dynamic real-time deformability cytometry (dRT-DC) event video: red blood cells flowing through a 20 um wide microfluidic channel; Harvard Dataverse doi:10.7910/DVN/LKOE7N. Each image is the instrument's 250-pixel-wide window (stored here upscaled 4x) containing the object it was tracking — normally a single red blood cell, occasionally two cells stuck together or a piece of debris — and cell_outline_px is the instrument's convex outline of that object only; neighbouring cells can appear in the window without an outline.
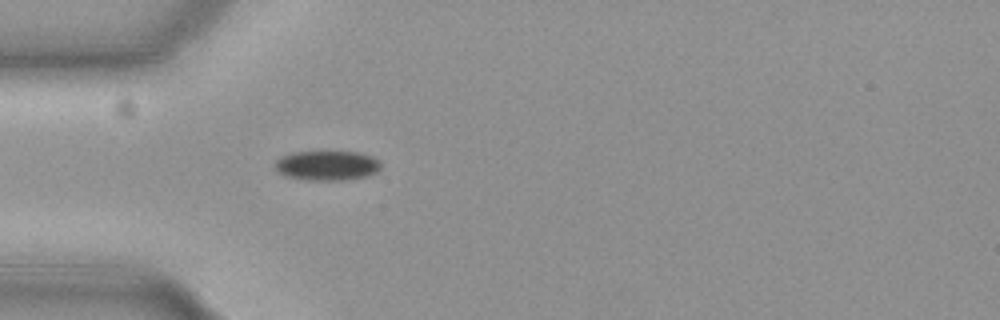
{"species": "common noctule bat (a hibernating species)", "species_latin": "Nyctalus noctula", "temperature_condition": "cold", "stored_images_in_passage": 13, "camera_frame_rate_fps": 3000, "um_per_image_px": 0.085, "animal": {"sex": "female", "body_mass_g": 19.3, "forearm_length_mm": 54.1}, "frame": {"image": 1, "passage_image": 6, "time_ms": 1.667, "image_size_px": [1000, 320], "cell_outline_px": [[380, 168], [376, 172], [368, 176], [344, 180], [308, 180], [284, 176], [276, 172], [276, 160], [280, 156], [292, 152], [356, 152], [372, 156], [380, 160]], "centroid_in_image_um": [27.78, 14.07], "position_along_channel_um": 57.2, "area_um2": 18.44}}
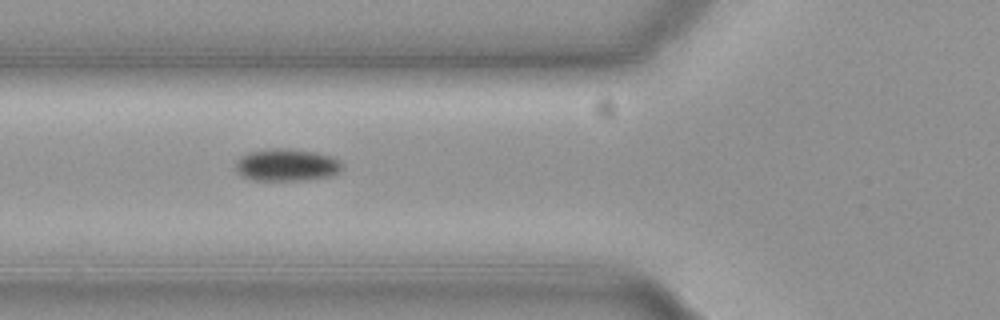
{"frame": {"image": 2, "passage_image": 10, "time_ms": 3.0, "image_size_px": [1000, 320], "cell_outline_px": [[340, 168], [332, 176], [300, 180], [252, 180], [244, 176], [236, 168], [236, 160], [240, 156], [248, 152], [272, 148], [288, 148], [316, 152], [332, 156], [340, 160]], "centroid_in_image_um": [24.35, 14.0], "position_along_channel_um": 101.5, "area_um2": 19.88}}